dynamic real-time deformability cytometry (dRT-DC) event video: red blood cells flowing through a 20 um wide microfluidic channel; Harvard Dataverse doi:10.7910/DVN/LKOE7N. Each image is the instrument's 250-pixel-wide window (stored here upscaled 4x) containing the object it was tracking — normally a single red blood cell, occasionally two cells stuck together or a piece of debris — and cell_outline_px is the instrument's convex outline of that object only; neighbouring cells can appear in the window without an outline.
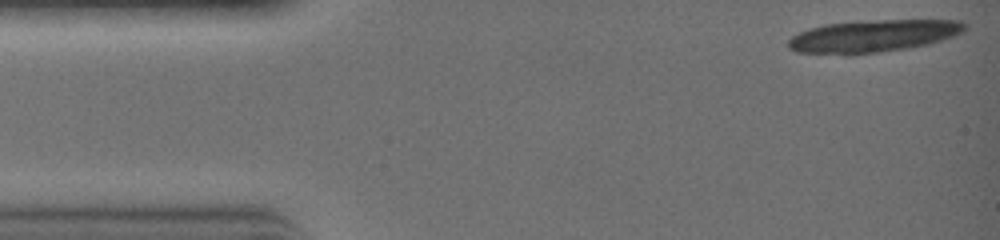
{"species": "common noctule bat (a hibernating species)", "species_latin": "Nyctalus noctula", "temperature_condition": "warm", "stored_images_in_passage": 2, "camera_frame_rate_fps": 3000, "um_per_image_px": 0.085, "animal": {"sex": "female", "body_mass_g": 19.0, "forearm_length_mm": 51.5}, "frame": {"image": 1, "passage_image": 1, "time_ms": 0.0, "image_size_px": [1000, 240], "cell_outline_px": [[968, 24], [960, 32], [952, 36], [928, 44], [904, 48], [876, 52], [796, 52], [788, 48], [788, 40], [792, 36], [808, 28], [824, 24], [856, 20], [960, 20]], "centroid_in_image_um": [74.21, 3.01], "position_along_channel_um": 10.8, "area_um2": 32.37}}